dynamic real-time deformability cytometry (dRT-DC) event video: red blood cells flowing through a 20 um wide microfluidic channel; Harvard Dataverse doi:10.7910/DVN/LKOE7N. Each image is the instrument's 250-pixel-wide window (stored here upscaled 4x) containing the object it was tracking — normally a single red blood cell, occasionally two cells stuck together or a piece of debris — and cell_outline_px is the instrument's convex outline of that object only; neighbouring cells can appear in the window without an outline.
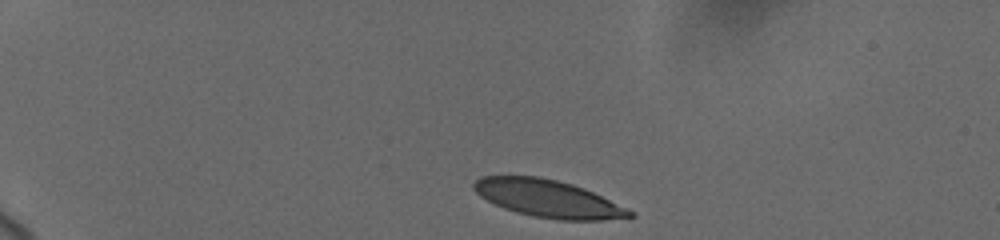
{"species": "human", "species_latin": "Homo sapiens", "temperature_condition": "cold", "stored_images_in_passage": 52, "camera_frame_rate_fps": 3000, "um_per_image_px": 0.085, "donor": {"sex": "female"}, "frame": {"image": 1, "passage_image": 1, "time_ms": 0.0, "image_size_px": [1000, 240], "cell_outline_px": [[636, 216], [604, 220], [560, 220], [532, 216], [516, 212], [504, 208], [480, 196], [472, 188], [472, 184], [480, 176], [540, 176], [572, 184], [584, 188], [628, 208]], "centroid_in_image_um": [46.58, 16.88], "position_along_channel_um": 38.4, "area_um2": 33.87}}
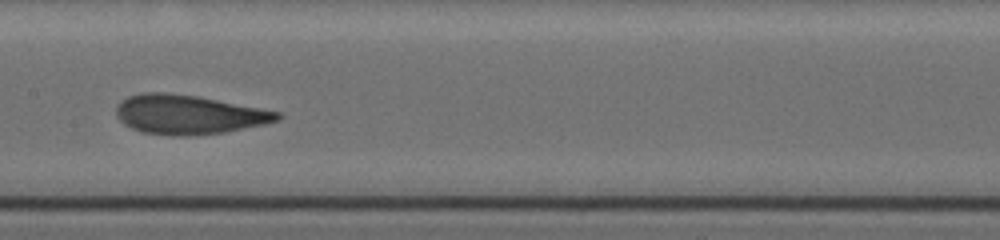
{"frame": {"image": 2, "passage_image": 28, "time_ms": 6.333, "image_size_px": [1000, 240], "cell_outline_px": [[284, 116], [280, 120], [264, 124], [224, 132], [188, 136], [172, 136], [140, 132], [124, 124], [116, 116], [116, 108], [120, 100], [128, 96], [140, 92], [164, 92], [196, 96], [280, 112]], "centroid_in_image_um": [15.99, 9.74], "position_along_channel_um": 191.4, "area_um2": 36.88}}
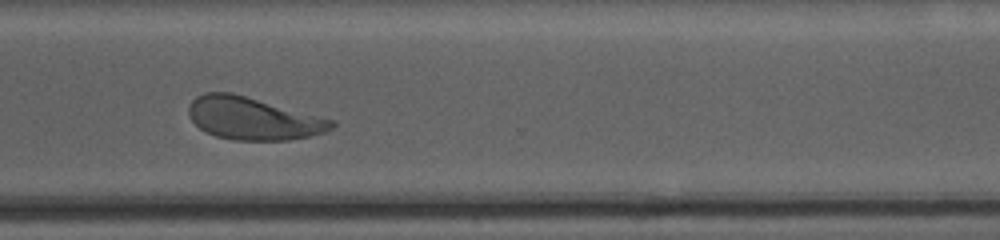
{"frame": {"image": 3, "passage_image": 51, "time_ms": 10.667, "image_size_px": [1000, 240], "cell_outline_px": [[336, 124], [332, 128], [324, 132], [308, 136], [288, 140], [232, 140], [216, 136], [204, 132], [188, 116], [188, 108], [192, 100], [196, 96], [204, 92], [232, 92], [336, 120]], "centroid_in_image_um": [21.49, 10.06], "position_along_channel_um": 349.1, "area_um2": 35.6}}